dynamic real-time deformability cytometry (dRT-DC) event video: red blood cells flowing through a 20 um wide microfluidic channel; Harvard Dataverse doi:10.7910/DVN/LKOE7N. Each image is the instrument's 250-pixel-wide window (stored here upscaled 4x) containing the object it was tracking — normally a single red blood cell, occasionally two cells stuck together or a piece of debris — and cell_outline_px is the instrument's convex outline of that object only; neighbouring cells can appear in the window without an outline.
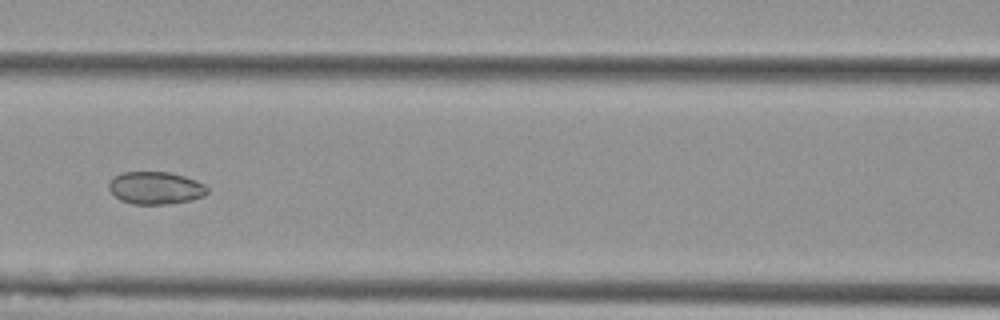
{"species": "Egyptian fruit bat (a non-hibernating species)", "species_latin": "Rousettus aegyptiacus", "temperature_condition": "cold", "stored_images_in_passage": 12, "camera_frame_rate_fps": 3000, "um_per_image_px": 0.085, "animal": {"sex": "female"}, "frame": {"image": 1, "passage_image": 6, "time_ms": 1.667, "image_size_px": [1000, 320], "cell_outline_px": [[208, 192], [204, 196], [192, 200], [172, 204], [132, 204], [120, 200], [108, 188], [108, 184], [120, 172], [168, 172], [184, 176], [196, 180], [204, 184], [208, 188]], "centroid_in_image_um": [13.25, 15.98], "position_along_channel_um": 153.3, "area_um2": 18.73}}
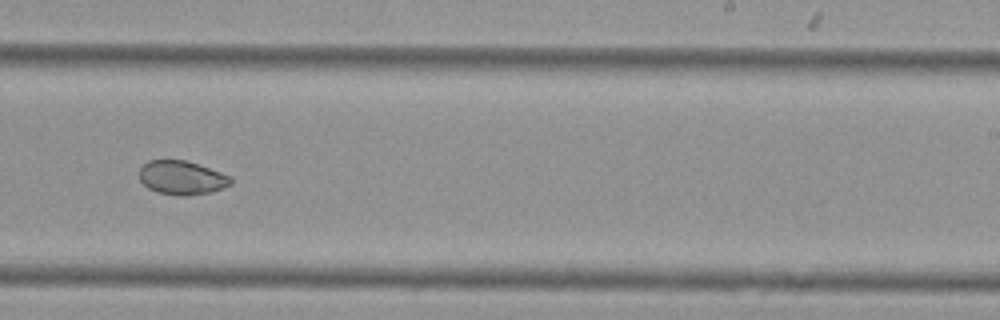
{"frame": {"image": 2, "passage_image": 9, "time_ms": 2.667, "image_size_px": [1000, 320], "cell_outline_px": [[232, 184], [224, 188], [208, 192], [188, 196], [180, 196], [156, 192], [148, 188], [140, 180], [140, 168], [148, 160], [188, 160], [232, 176]], "centroid_in_image_um": [15.48, 15.1], "position_along_channel_um": 273.5, "area_um2": 18.21}}
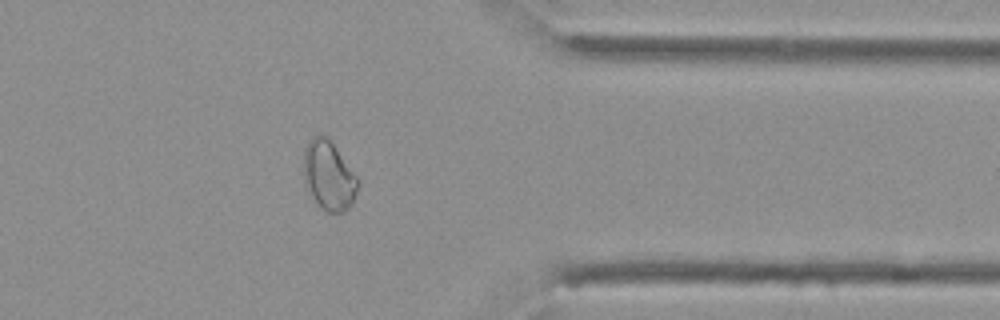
{"frame": {"image": 3, "passage_image": 12, "time_ms": 3.667, "image_size_px": [1000, 320], "cell_outline_px": [[360, 184], [352, 204], [344, 212], [328, 212], [312, 196], [304, 184], [304, 148], [308, 140], [312, 136], [320, 132], [328, 136], [360, 180]], "centroid_in_image_um": [27.96, 14.86], "position_along_channel_um": 383.4, "area_um2": 22.14}}